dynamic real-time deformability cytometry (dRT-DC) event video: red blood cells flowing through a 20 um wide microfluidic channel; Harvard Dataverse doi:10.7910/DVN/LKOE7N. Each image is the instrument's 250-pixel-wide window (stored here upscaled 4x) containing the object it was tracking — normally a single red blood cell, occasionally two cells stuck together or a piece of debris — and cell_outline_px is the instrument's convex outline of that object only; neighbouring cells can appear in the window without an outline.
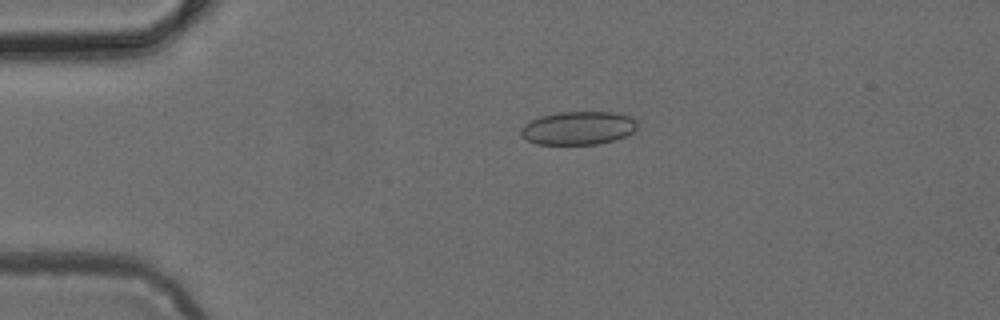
{"species": "common noctule bat (a hibernating species)", "species_latin": "Nyctalus noctula", "temperature_condition": "cold", "stored_images_in_passage": 49, "camera_frame_rate_fps": 3000, "um_per_image_px": 0.085, "animal": {"sex": "female", "body_mass_g": 24.6, "forearm_length_mm": 56.2}, "frame": {"image": 1, "passage_image": 11, "time_ms": 3.333, "image_size_px": [1000, 320], "cell_outline_px": [[636, 128], [632, 132], [624, 136], [612, 140], [596, 144], [536, 144], [520, 136], [520, 128], [524, 124], [540, 116], [556, 112], [616, 112], [632, 116], [636, 120]], "centroid_in_image_um": [49.12, 10.87], "position_along_channel_um": 35.9, "area_um2": 22.66}}
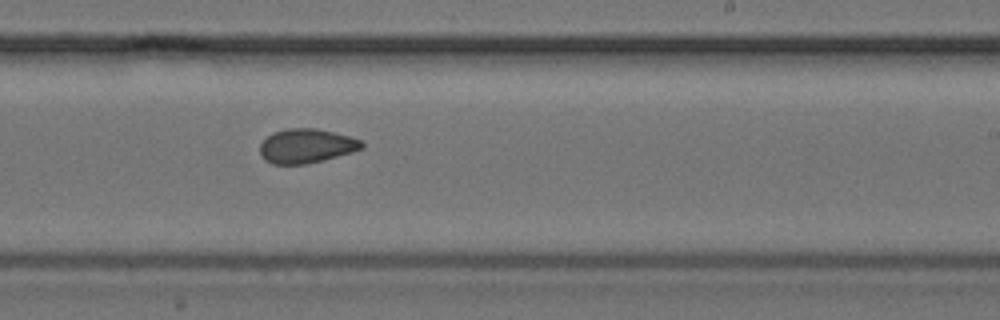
{"frame": {"image": 2, "passage_image": 30, "time_ms": 9.667, "image_size_px": [1000, 320], "cell_outline_px": [[364, 148], [352, 152], [324, 160], [304, 164], [272, 164], [264, 160], [260, 152], [260, 144], [272, 132], [288, 128], [316, 128], [348, 136], [360, 140], [364, 144]], "centroid_in_image_um": [26.02, 12.41], "position_along_channel_um": 263.0, "area_um2": 20.29}}
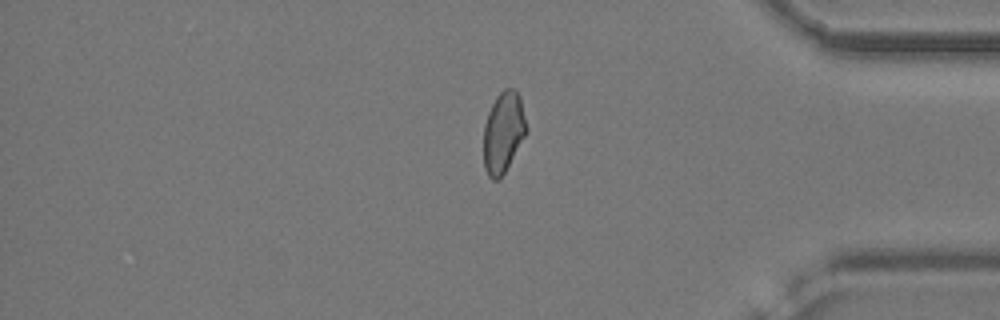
{"frame": {"image": 3, "passage_image": 41, "time_ms": 13.333, "image_size_px": [1000, 320], "cell_outline_px": [[528, 132], [504, 172], [496, 180], [492, 180], [488, 176], [484, 168], [484, 124], [488, 112], [496, 96], [504, 88], [512, 88], [520, 96], [528, 128]], "centroid_in_image_um": [42.79, 11.22], "position_along_channel_um": 392.4, "area_um2": 20.23}}